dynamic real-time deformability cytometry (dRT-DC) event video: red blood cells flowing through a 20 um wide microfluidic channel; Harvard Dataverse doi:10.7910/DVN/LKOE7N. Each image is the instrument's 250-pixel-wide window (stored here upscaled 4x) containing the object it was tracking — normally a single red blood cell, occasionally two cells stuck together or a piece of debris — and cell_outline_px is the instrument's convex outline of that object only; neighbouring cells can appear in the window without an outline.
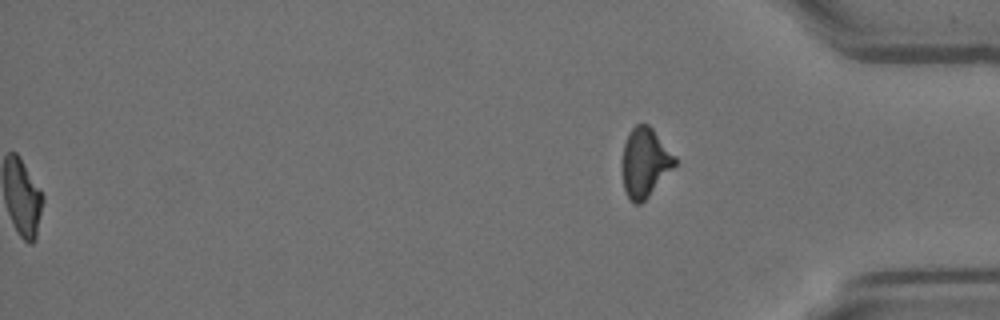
{"species": "Egyptian fruit bat (a non-hibernating species)", "species_latin": "Rousettus aegyptiacus", "temperature_condition": "room temperature", "stored_images_in_passage": 56, "segment_of_instrument_passage": [2, 2], "camera_frame_rate_fps": 3000, "um_per_image_px": 0.085, "animal": {"sex": "female"}, "frame": {"image": 1, "passage_image": 56, "time_ms": 18.333, "image_size_px": [1000, 320], "cell_outline_px": [[676, 164], [648, 196], [640, 204], [636, 204], [628, 196], [624, 188], [620, 168], [620, 164], [624, 144], [632, 128], [636, 124], [648, 124], [652, 128], [676, 156]], "centroid_in_image_um": [54.79, 13.79], "position_along_channel_um": 380.4, "area_um2": 21.15}}